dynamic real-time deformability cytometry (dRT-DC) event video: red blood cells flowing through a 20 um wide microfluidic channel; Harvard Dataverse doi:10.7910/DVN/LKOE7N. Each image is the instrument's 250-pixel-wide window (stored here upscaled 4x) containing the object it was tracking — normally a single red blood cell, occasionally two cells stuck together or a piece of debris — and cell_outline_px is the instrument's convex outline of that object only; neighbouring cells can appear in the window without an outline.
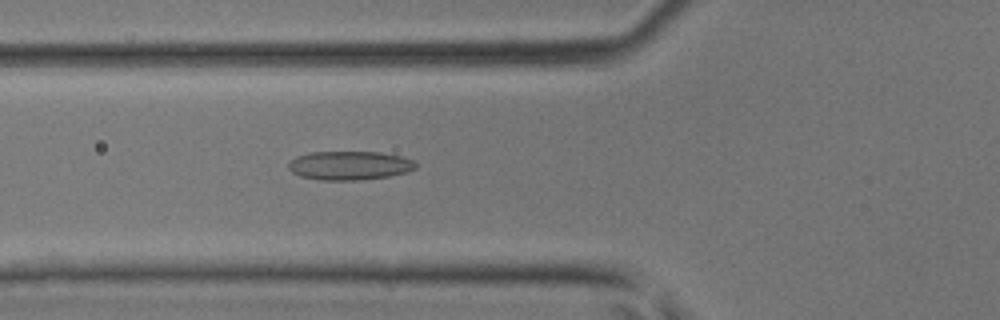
{"species": "common noctule bat (a hibernating species)", "species_latin": "Nyctalus noctula", "temperature_condition": "room temperature", "stored_images_in_passage": 42, "camera_frame_rate_fps": 3000, "um_per_image_px": 0.085, "animal": {"sex": "male", "body_mass_g": 17.9, "forearm_length_mm": 54.2}, "frame": {"image": 1, "passage_image": 15, "time_ms": 4.667, "image_size_px": [1000, 320], "cell_outline_px": [[416, 168], [408, 172], [388, 176], [360, 180], [320, 180], [300, 176], [292, 172], [288, 168], [288, 160], [296, 156], [308, 152], [380, 152], [400, 156], [412, 160], [416, 164]], "centroid_in_image_um": [29.67, 14.06], "position_along_channel_um": 96.1, "area_um2": 21.5}}
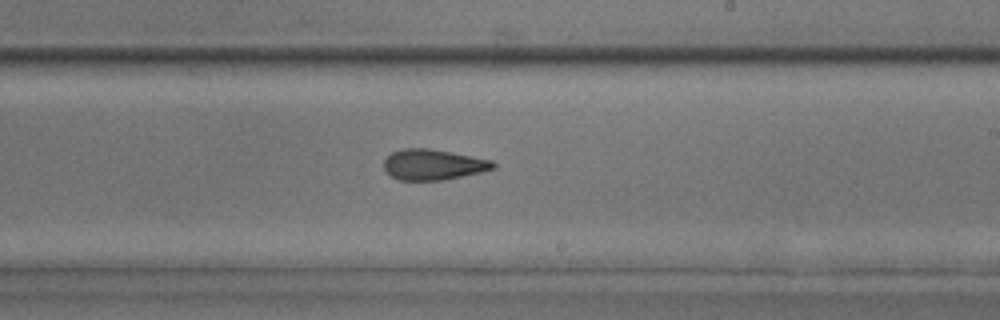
{"frame": {"image": 2, "passage_image": 25, "time_ms": 8.0, "image_size_px": [1000, 320], "cell_outline_px": [[496, 168], [480, 172], [444, 180], [400, 180], [392, 176], [384, 168], [384, 160], [392, 152], [404, 148], [428, 148], [452, 152], [492, 160], [496, 164]], "centroid_in_image_um": [36.84, 13.98], "position_along_channel_um": 252.2, "area_um2": 19.42}}
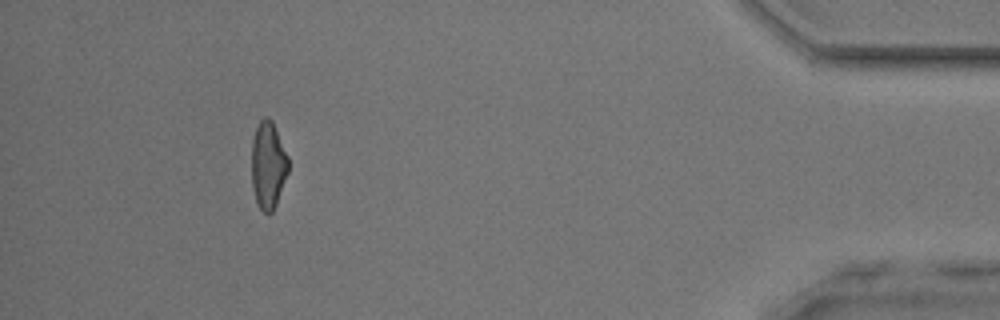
{"frame": {"image": 3, "passage_image": 39, "time_ms": 12.667, "image_size_px": [1000, 320], "cell_outline_px": [[288, 172], [276, 204], [272, 212], [268, 216], [260, 208], [256, 200], [252, 188], [252, 140], [256, 128], [260, 120], [264, 116], [268, 116], [272, 120], [288, 156]], "centroid_in_image_um": [22.79, 14.03], "position_along_channel_um": 412.4, "area_um2": 18.67}}